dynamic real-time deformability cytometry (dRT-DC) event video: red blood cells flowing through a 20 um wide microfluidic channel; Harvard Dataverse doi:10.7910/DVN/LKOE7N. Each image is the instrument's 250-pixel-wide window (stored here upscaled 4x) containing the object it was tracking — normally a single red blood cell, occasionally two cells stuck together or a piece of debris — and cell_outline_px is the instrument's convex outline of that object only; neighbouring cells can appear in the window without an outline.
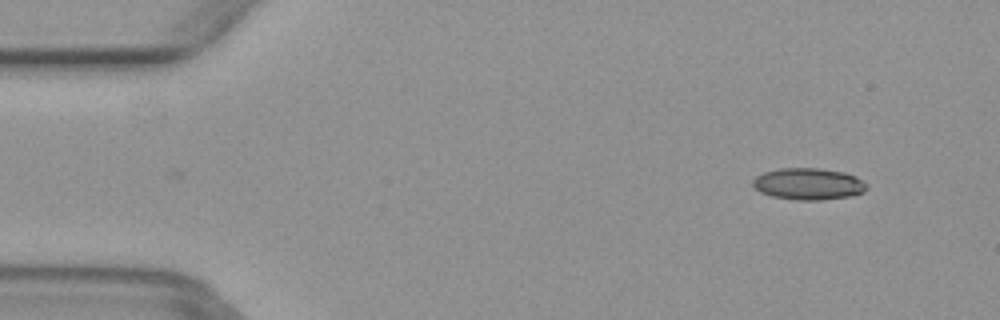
{"species": "common noctule bat (a hibernating species)", "species_latin": "Nyctalus noctula", "temperature_condition": "warm", "stored_images_in_passage": 6, "camera_frame_rate_fps": 3000, "um_per_image_px": 0.085, "animal": {"sex": "female", "body_mass_g": 29.2, "forearm_length_mm": 56.3}, "frame": {"image": 1, "passage_image": 1, "time_ms": 0.0, "image_size_px": [1000, 320], "cell_outline_px": [[868, 188], [864, 192], [852, 196], [820, 200], [796, 200], [772, 196], [760, 192], [752, 184], [752, 180], [756, 176], [764, 172], [780, 168], [820, 168], [844, 172], [856, 176]], "centroid_in_image_um": [68.71, 15.63], "position_along_channel_um": 16.3, "area_um2": 21.04}}